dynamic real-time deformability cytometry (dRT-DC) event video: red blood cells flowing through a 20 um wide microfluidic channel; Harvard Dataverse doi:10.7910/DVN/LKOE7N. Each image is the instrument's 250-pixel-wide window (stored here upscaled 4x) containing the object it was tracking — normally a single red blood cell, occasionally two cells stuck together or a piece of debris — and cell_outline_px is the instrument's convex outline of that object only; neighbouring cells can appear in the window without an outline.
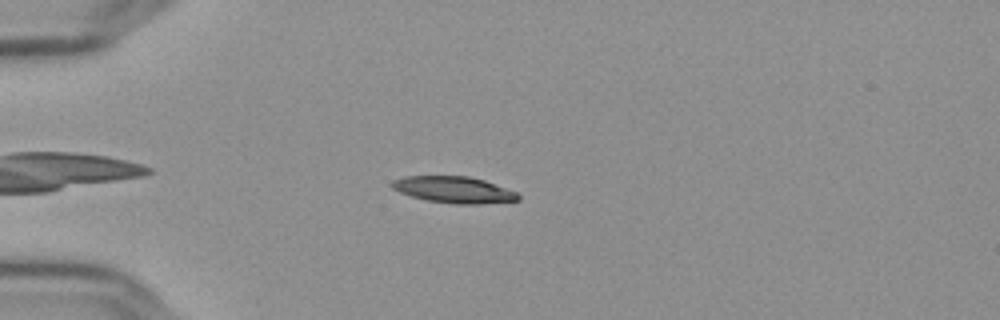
{"species": "Egyptian fruit bat (a non-hibernating species)", "species_latin": "Rousettus aegyptiacus", "temperature_condition": "cold", "stored_images_in_passage": 47, "camera_frame_rate_fps": 3000, "um_per_image_px": 0.085, "frame": {"image": 1, "passage_image": 6, "time_ms": 1.667, "image_size_px": [1000, 320], "cell_outline_px": [[520, 200], [480, 204], [456, 204], [428, 200], [412, 196], [400, 192], [392, 188], [392, 180], [404, 176], [468, 176], [484, 180], [516, 192], [520, 196]], "centroid_in_image_um": [38.58, 16.12], "position_along_channel_um": 46.4, "area_um2": 19.31}}
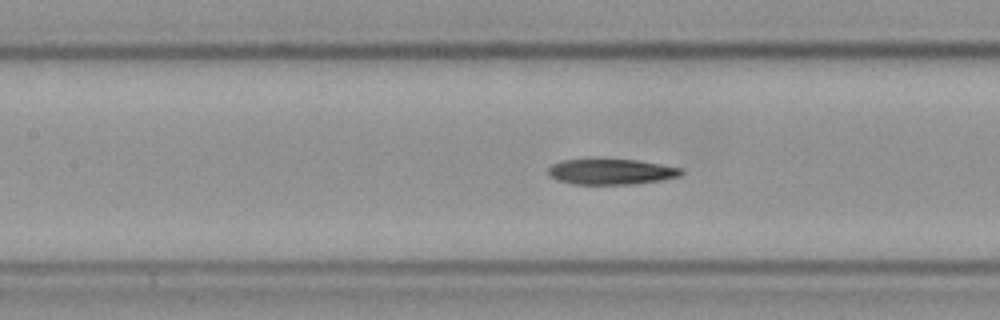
{"frame": {"image": 2, "passage_image": 17, "time_ms": 5.333, "image_size_px": [1000, 320], "cell_outline_px": [[684, 172], [680, 176], [660, 180], [636, 184], [572, 184], [556, 180], [548, 176], [548, 168], [552, 164], [564, 160], [636, 160], [684, 168]], "centroid_in_image_um": [51.95, 14.61], "position_along_channel_um": 155.4, "area_um2": 19.77}}
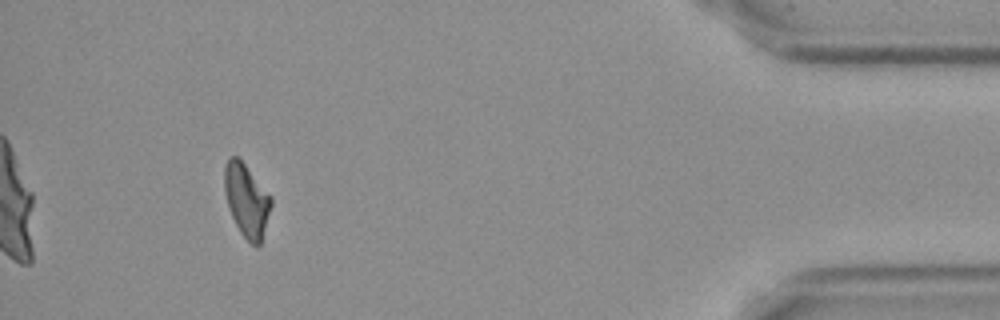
{"frame": {"image": 3, "passage_image": 43, "time_ms": 14.0, "image_size_px": [1000, 320], "cell_outline_px": [[272, 204], [260, 244], [252, 244], [240, 232], [228, 208], [224, 192], [224, 168], [228, 156], [236, 156], [244, 164], [272, 196]], "centroid_in_image_um": [20.94, 16.99], "position_along_channel_um": 414.3, "area_um2": 19.65}, "authors_computed_cell_mechanics": {"area_um2": 20.23, "velocity_mm_per_s": 3.6317, "shape_relaxation_time_tau1_ms": 8.9431, "shape_relaxation_time_tau2_ms": 2.4888, "deformation_change_tau1": 0.2184, "deformation_change_tau2": 0.0883}}